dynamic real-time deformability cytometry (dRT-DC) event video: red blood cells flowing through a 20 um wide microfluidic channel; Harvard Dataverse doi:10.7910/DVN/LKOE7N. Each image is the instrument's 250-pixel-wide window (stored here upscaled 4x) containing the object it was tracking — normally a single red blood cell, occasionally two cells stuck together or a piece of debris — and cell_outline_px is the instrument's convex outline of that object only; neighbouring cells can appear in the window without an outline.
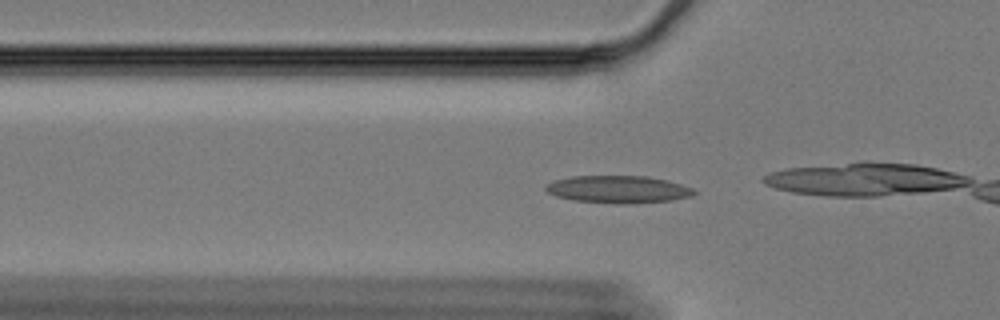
{"species": "Egyptian fruit bat (a non-hibernating species)", "species_latin": "Rousettus aegyptiacus", "temperature_condition": "cold", "stored_images_in_passage": 22, "camera_frame_rate_fps": 3000, "um_per_image_px": 0.085, "animal": {"sex": "female"}, "frame": {"image": 1, "passage_image": 19, "time_ms": 6.0, "image_size_px": [1000, 320], "cell_outline_px": [[696, 192], [692, 196], [672, 200], [624, 204], [616, 204], [572, 200], [556, 196], [548, 192], [544, 188], [548, 184], [556, 180], [572, 176], [648, 176], [668, 180], [692, 188]], "centroid_in_image_um": [52.56, 16.1], "position_along_channel_um": 73.2, "area_um2": 23.64}}